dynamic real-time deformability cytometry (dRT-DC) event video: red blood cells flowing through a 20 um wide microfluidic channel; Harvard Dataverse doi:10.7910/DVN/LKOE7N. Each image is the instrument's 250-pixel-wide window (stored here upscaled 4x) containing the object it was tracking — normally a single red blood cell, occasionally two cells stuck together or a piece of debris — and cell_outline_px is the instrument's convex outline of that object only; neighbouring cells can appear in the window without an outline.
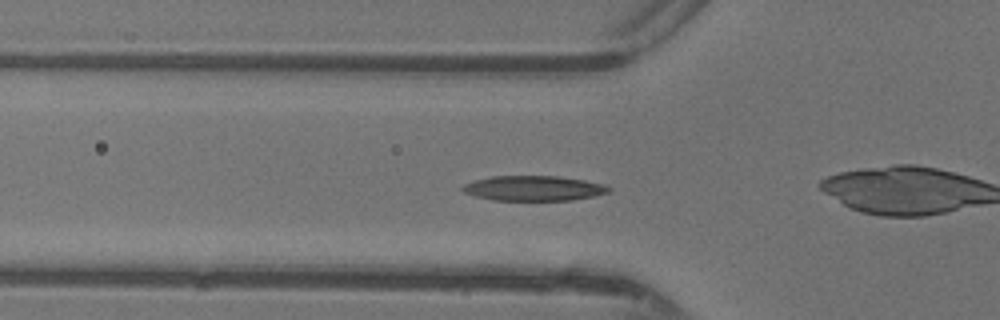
{"species": "common noctule bat (a hibernating species)", "species_latin": "Nyctalus noctula", "temperature_condition": "warm", "stored_images_in_passage": 48, "camera_frame_rate_fps": 3000, "um_per_image_px": 0.085, "animal": {"sex": "female"}, "frame": {"image": 1, "passage_image": 16, "time_ms": 5.0, "image_size_px": [1000, 320], "cell_outline_px": [[612, 188], [608, 192], [592, 196], [572, 200], [492, 200], [476, 196], [464, 192], [460, 188], [464, 184], [476, 180], [492, 176], [556, 176], [584, 180], [604, 184]], "centroid_in_image_um": [45.35, 16.0], "position_along_channel_um": 80.4, "area_um2": 21.15}}
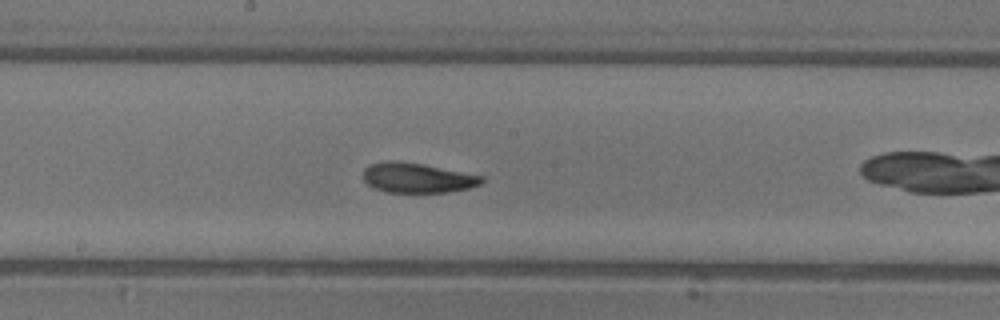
{"frame": {"image": 2, "passage_image": 25, "time_ms": 8.0, "image_size_px": [1000, 320], "cell_outline_px": [[484, 180], [480, 184], [468, 188], [448, 192], [384, 192], [372, 188], [364, 180], [364, 168], [368, 164], [384, 160], [396, 160], [424, 164], [484, 176]], "centroid_in_image_um": [35.43, 15.1], "position_along_channel_um": 212.8, "area_um2": 20.87}}
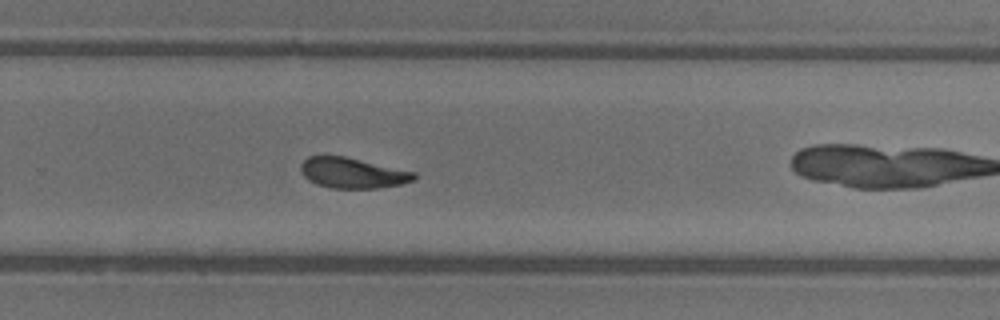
{"frame": {"image": 3, "passage_image": 31, "time_ms": 10.0, "image_size_px": [1000, 320], "cell_outline_px": [[416, 180], [400, 184], [380, 188], [328, 188], [316, 184], [308, 180], [304, 176], [300, 168], [300, 164], [308, 156], [324, 152], [344, 156], [416, 172]], "centroid_in_image_um": [29.91, 14.67], "position_along_channel_um": 299.9, "area_um2": 20.69}, "authors_computed_cell_mechanics": {"area_um2": 20.6924, "velocity_mm_per_s": 4.3789, "shape_relaxation_time_tau1_ms": 3.4614, "shape_relaxation_time_tau2_ms": 2.8769, "deformation_change_tau1": 0.1604, "deformation_change_tau2": 0.1015}}